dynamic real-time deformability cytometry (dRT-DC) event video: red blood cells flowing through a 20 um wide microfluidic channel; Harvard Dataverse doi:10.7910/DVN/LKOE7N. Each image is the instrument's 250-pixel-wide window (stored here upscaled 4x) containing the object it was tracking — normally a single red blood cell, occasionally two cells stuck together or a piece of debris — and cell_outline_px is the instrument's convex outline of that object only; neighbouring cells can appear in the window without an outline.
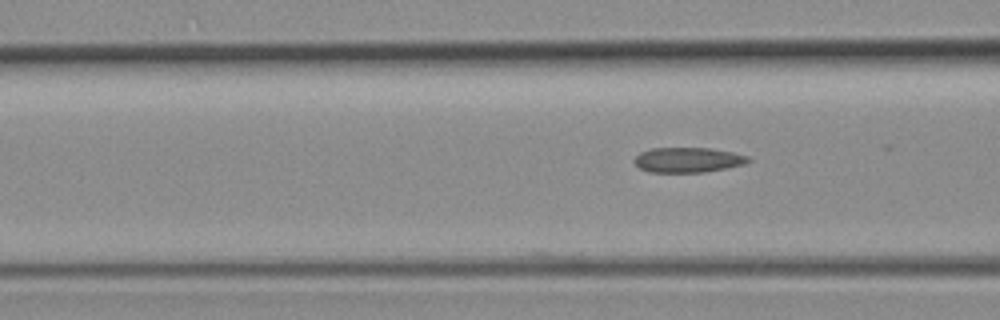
{"species": "common noctule bat (a hibernating species)", "species_latin": "Nyctalus noctula", "temperature_condition": "room temperature", "stored_images_in_passage": 8, "camera_frame_rate_fps": 3000, "um_per_image_px": 0.085, "animal": {"sex": "female", "body_mass_g": 19.3, "forearm_length_mm": 54.1}, "frame": {"image": 1, "passage_image": 6, "time_ms": 1.667, "image_size_px": [1000, 320], "cell_outline_px": [[752, 160], [744, 164], [704, 172], [648, 172], [640, 168], [632, 160], [640, 152], [652, 148], [708, 148], [732, 152], [748, 156]], "centroid_in_image_um": [58.45, 13.59], "position_along_channel_um": 108.2, "area_um2": 16.53}}
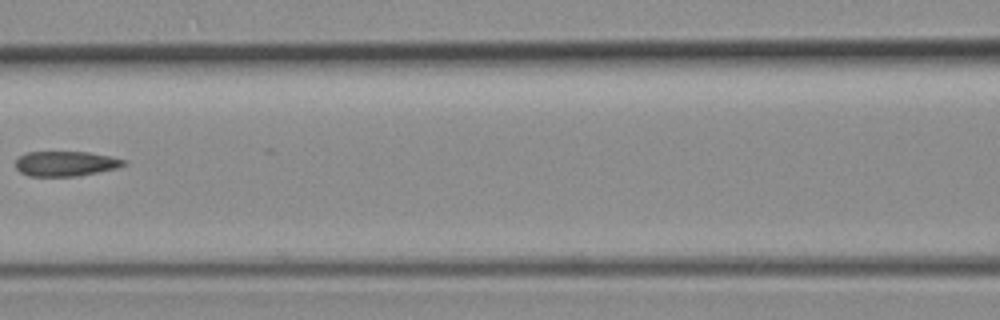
{"frame": {"image": 2, "passage_image": 7, "time_ms": 2.0, "image_size_px": [1000, 320], "cell_outline_px": [[128, 164], [116, 168], [76, 176], [28, 176], [20, 172], [16, 168], [16, 160], [20, 156], [28, 152], [88, 152], [112, 156], [128, 160]], "centroid_in_image_um": [5.61, 13.9], "position_along_channel_um": 161.0, "area_um2": 15.78}}
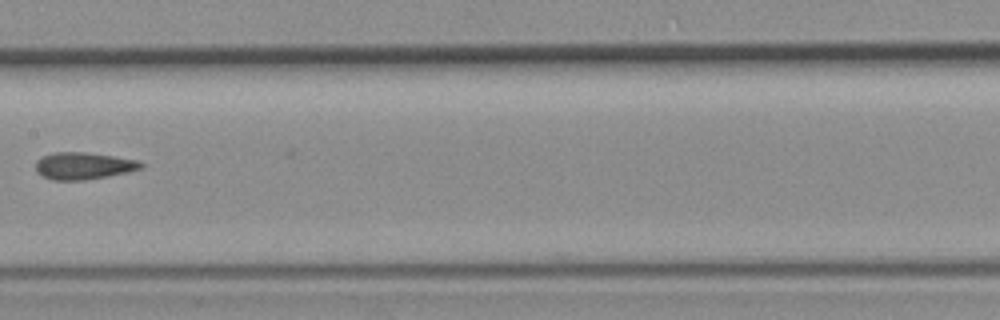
{"frame": {"image": 3, "passage_image": 8, "time_ms": 2.333, "image_size_px": [1000, 320], "cell_outline_px": [[144, 168], [128, 172], [108, 176], [84, 180], [52, 180], [36, 172], [36, 160], [52, 152], [84, 152], [112, 156], [136, 160], [144, 164]], "centroid_in_image_um": [7.09, 14.1], "position_along_channel_um": 200.3, "area_um2": 16.53}}